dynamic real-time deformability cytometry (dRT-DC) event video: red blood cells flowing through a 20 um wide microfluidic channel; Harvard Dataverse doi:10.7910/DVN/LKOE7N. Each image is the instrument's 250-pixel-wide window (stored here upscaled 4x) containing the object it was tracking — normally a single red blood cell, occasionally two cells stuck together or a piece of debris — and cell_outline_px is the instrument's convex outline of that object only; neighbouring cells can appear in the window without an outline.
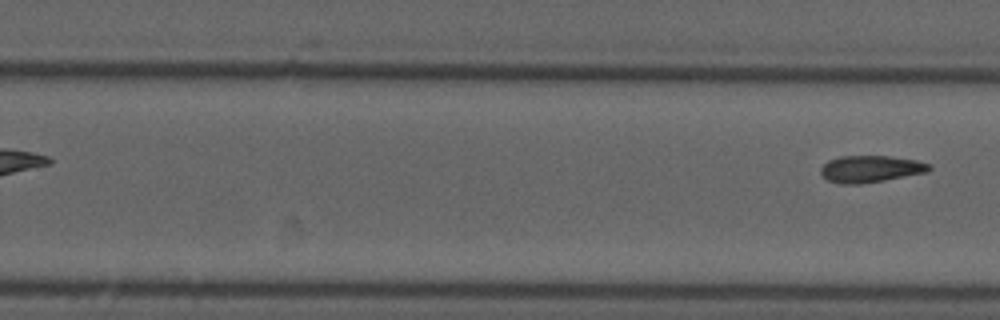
{"species": "common noctule bat (a hibernating species)", "species_latin": "Nyctalus noctula", "temperature_condition": "cold", "stored_images_in_passage": 8, "segment_of_instrument_passage": [2, 2], "camera_frame_rate_fps": 3000, "um_per_image_px": 0.085, "animal": {"sex": "male", "forearm_length_mm": 52.5}, "frame": {"image": 1, "passage_image": 8, "time_ms": 8.333, "image_size_px": [1000, 320], "cell_outline_px": [[932, 168], [928, 172], [884, 180], [860, 184], [840, 184], [828, 180], [820, 172], [820, 168], [828, 160], [840, 156], [888, 156], [916, 160], [932, 164]], "centroid_in_image_um": [74.01, 14.35], "position_along_channel_um": 255.8, "area_um2": 16.99}}